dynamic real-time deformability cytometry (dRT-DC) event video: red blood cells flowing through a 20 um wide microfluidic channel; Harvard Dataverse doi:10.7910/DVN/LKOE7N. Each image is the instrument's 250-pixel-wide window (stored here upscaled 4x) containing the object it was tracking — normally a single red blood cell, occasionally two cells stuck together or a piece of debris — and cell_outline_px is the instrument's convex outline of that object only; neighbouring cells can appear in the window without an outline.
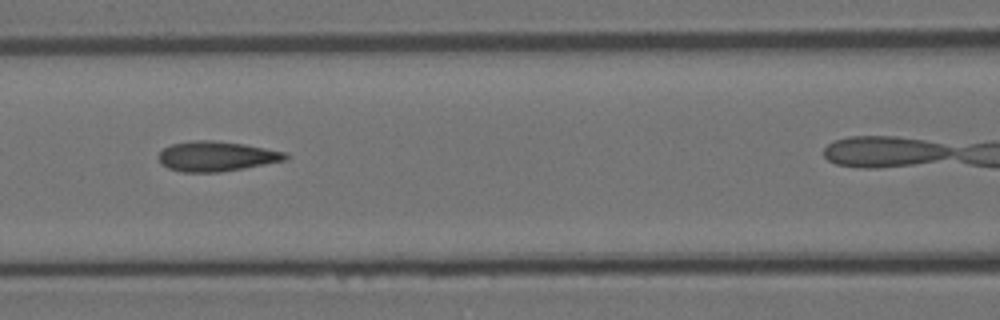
{"species": "Egyptian fruit bat (a non-hibernating species)", "species_latin": "Rousettus aegyptiacus", "temperature_condition": "room temperature", "stored_images_in_passage": 28, "camera_frame_rate_fps": 3000, "um_per_image_px": 0.085, "animal": {"sex": "female"}, "frame": {"image": 1, "passage_image": 12, "time_ms": 3.667, "image_size_px": [1000, 320], "cell_outline_px": [[288, 160], [244, 168], [220, 172], [180, 172], [168, 168], [160, 164], [160, 152], [164, 148], [172, 144], [196, 140], [212, 140], [244, 144], [288, 152]], "centroid_in_image_um": [18.43, 13.29], "position_along_channel_um": 148.2, "area_um2": 22.2}}